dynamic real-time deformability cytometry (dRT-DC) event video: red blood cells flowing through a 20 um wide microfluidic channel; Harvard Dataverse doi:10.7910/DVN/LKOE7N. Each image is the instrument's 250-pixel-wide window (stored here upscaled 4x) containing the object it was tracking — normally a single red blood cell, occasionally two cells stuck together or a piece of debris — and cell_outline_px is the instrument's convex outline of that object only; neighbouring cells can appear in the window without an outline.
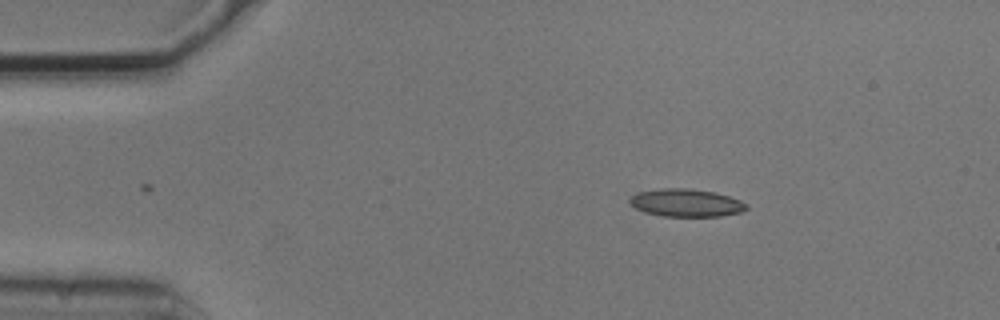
{"species": "common noctule bat (a hibernating species)", "species_latin": "Nyctalus noctula", "temperature_condition": "cold", "stored_images_in_passage": 3, "camera_frame_rate_fps": 3000, "um_per_image_px": 0.085, "animal": {"sex": "male", "body_mass_g": 20.5, "forearm_length_mm": 52.5}, "frame": {"image": 1, "passage_image": 3, "time_ms": 0.667, "image_size_px": [1000, 320], "cell_outline_px": [[748, 208], [740, 212], [720, 216], [664, 216], [644, 212], [636, 208], [628, 200], [636, 192], [660, 188], [688, 188], [712, 192], [728, 196], [740, 200], [748, 204]], "centroid_in_image_um": [58.31, 17.23], "position_along_channel_um": 26.7, "area_um2": 18.79}}